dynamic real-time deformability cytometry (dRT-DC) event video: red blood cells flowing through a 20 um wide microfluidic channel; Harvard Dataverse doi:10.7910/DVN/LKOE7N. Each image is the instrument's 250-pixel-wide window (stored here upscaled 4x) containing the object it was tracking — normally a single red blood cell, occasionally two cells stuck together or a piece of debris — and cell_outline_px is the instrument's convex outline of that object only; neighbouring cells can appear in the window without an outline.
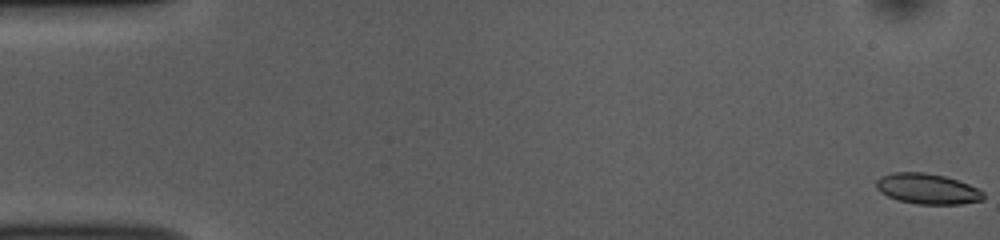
{"species": "common noctule bat (a hibernating species)", "species_latin": "Nyctalus noctula", "temperature_condition": "room temperature", "stored_images_in_passage": 53, "camera_frame_rate_fps": 3000, "um_per_image_px": 0.085, "animal": {"sex": "female", "body_mass_g": 10.0, "forearm_length_mm": 53.1}, "frame": {"image": 1, "passage_image": 1, "time_ms": 0.0, "image_size_px": [1000, 240], "cell_outline_px": [[984, 200], [960, 204], [916, 204], [896, 200], [880, 192], [876, 188], [876, 180], [880, 176], [892, 172], [924, 172], [944, 176], [968, 184], [984, 192]], "centroid_in_image_um": [78.8, 16.05], "position_along_channel_um": 6.2, "area_um2": 19.13}}
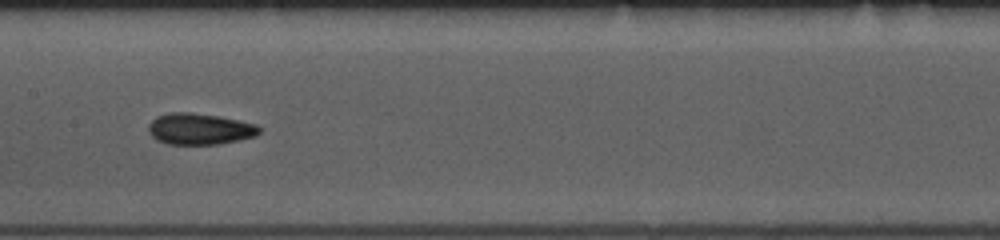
{"frame": {"image": 2, "passage_image": 27, "time_ms": 8.667, "image_size_px": [1000, 240], "cell_outline_px": [[260, 132], [256, 136], [220, 144], [168, 144], [156, 140], [148, 132], [148, 124], [156, 116], [172, 112], [192, 112], [220, 116], [256, 124], [260, 128]], "centroid_in_image_um": [16.95, 10.95], "position_along_channel_um": 190.4, "area_um2": 20.35}}
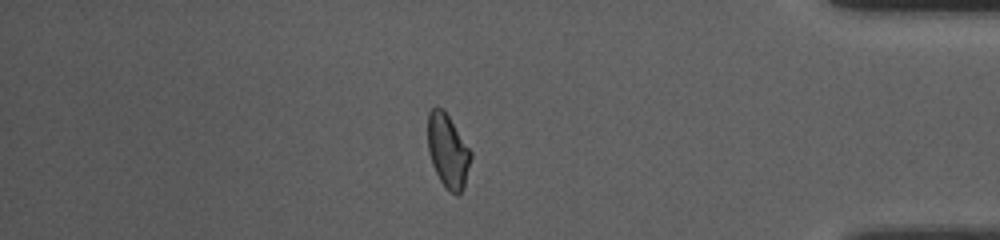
{"frame": {"image": 3, "passage_image": 46, "time_ms": 15.0, "image_size_px": [1000, 240], "cell_outline_px": [[472, 156], [464, 184], [460, 196], [456, 196], [448, 192], [444, 188], [432, 164], [428, 152], [428, 112], [436, 104], [444, 108], [472, 152]], "centroid_in_image_um": [38.06, 12.82], "position_along_channel_um": 397.1, "area_um2": 18.84}, "authors_computed_cell_mechanics": {"area_um2": 19.2474, "velocity_mm_per_s": 3.7895, "shape_relaxation_time_tau1_ms": 2.7839, "shape_relaxation_time_tau2_ms": 2.3383, "deformation_change_tau1": 0.1223, "deformation_change_tau2": 0.089}}